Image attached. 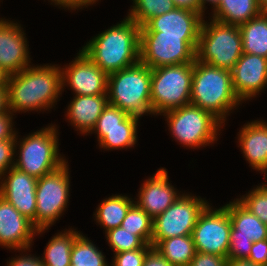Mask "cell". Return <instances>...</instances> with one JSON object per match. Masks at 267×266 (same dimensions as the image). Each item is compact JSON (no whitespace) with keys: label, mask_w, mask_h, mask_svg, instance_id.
I'll return each instance as SVG.
<instances>
[{"label":"cell","mask_w":267,"mask_h":266,"mask_svg":"<svg viewBox=\"0 0 267 266\" xmlns=\"http://www.w3.org/2000/svg\"><path fill=\"white\" fill-rule=\"evenodd\" d=\"M7 89L10 112L47 110L52 108L63 89L61 68L29 66L8 77Z\"/></svg>","instance_id":"1"},{"label":"cell","mask_w":267,"mask_h":266,"mask_svg":"<svg viewBox=\"0 0 267 266\" xmlns=\"http://www.w3.org/2000/svg\"><path fill=\"white\" fill-rule=\"evenodd\" d=\"M140 26L126 17L90 40L82 51L110 75L140 61Z\"/></svg>","instance_id":"2"},{"label":"cell","mask_w":267,"mask_h":266,"mask_svg":"<svg viewBox=\"0 0 267 266\" xmlns=\"http://www.w3.org/2000/svg\"><path fill=\"white\" fill-rule=\"evenodd\" d=\"M241 100L236 95L231 72L195 59L190 104L211 113L221 123Z\"/></svg>","instance_id":"3"},{"label":"cell","mask_w":267,"mask_h":266,"mask_svg":"<svg viewBox=\"0 0 267 266\" xmlns=\"http://www.w3.org/2000/svg\"><path fill=\"white\" fill-rule=\"evenodd\" d=\"M151 68L138 63L108 75L107 98L111 105L140 118L152 113Z\"/></svg>","instance_id":"4"},{"label":"cell","mask_w":267,"mask_h":266,"mask_svg":"<svg viewBox=\"0 0 267 266\" xmlns=\"http://www.w3.org/2000/svg\"><path fill=\"white\" fill-rule=\"evenodd\" d=\"M211 20L202 21L196 60L231 72L243 54L241 31L239 26Z\"/></svg>","instance_id":"5"},{"label":"cell","mask_w":267,"mask_h":266,"mask_svg":"<svg viewBox=\"0 0 267 266\" xmlns=\"http://www.w3.org/2000/svg\"><path fill=\"white\" fill-rule=\"evenodd\" d=\"M193 63L151 69V106L156 115L190 104Z\"/></svg>","instance_id":"6"},{"label":"cell","mask_w":267,"mask_h":266,"mask_svg":"<svg viewBox=\"0 0 267 266\" xmlns=\"http://www.w3.org/2000/svg\"><path fill=\"white\" fill-rule=\"evenodd\" d=\"M199 36L140 32V61L149 68L194 63Z\"/></svg>","instance_id":"7"},{"label":"cell","mask_w":267,"mask_h":266,"mask_svg":"<svg viewBox=\"0 0 267 266\" xmlns=\"http://www.w3.org/2000/svg\"><path fill=\"white\" fill-rule=\"evenodd\" d=\"M56 133L57 129L52 125L24 138L14 167L38 179L62 166L66 160L58 153Z\"/></svg>","instance_id":"8"},{"label":"cell","mask_w":267,"mask_h":266,"mask_svg":"<svg viewBox=\"0 0 267 266\" xmlns=\"http://www.w3.org/2000/svg\"><path fill=\"white\" fill-rule=\"evenodd\" d=\"M177 141L191 148L213 143L221 122L211 113L192 104L164 113Z\"/></svg>","instance_id":"9"},{"label":"cell","mask_w":267,"mask_h":266,"mask_svg":"<svg viewBox=\"0 0 267 266\" xmlns=\"http://www.w3.org/2000/svg\"><path fill=\"white\" fill-rule=\"evenodd\" d=\"M66 163L38 178L36 185V233H42L48 229L67 206L70 177Z\"/></svg>","instance_id":"10"},{"label":"cell","mask_w":267,"mask_h":266,"mask_svg":"<svg viewBox=\"0 0 267 266\" xmlns=\"http://www.w3.org/2000/svg\"><path fill=\"white\" fill-rule=\"evenodd\" d=\"M207 205L204 199L182 194L169 208L153 219L151 245L155 247L164 239L192 235L198 216Z\"/></svg>","instance_id":"11"},{"label":"cell","mask_w":267,"mask_h":266,"mask_svg":"<svg viewBox=\"0 0 267 266\" xmlns=\"http://www.w3.org/2000/svg\"><path fill=\"white\" fill-rule=\"evenodd\" d=\"M231 228V219L224 206L214 211L207 205L198 216L192 233L196 251L227 258Z\"/></svg>","instance_id":"12"},{"label":"cell","mask_w":267,"mask_h":266,"mask_svg":"<svg viewBox=\"0 0 267 266\" xmlns=\"http://www.w3.org/2000/svg\"><path fill=\"white\" fill-rule=\"evenodd\" d=\"M74 60L68 67L61 69L62 87L67 82L75 95L107 94L108 75L82 50Z\"/></svg>","instance_id":"13"},{"label":"cell","mask_w":267,"mask_h":266,"mask_svg":"<svg viewBox=\"0 0 267 266\" xmlns=\"http://www.w3.org/2000/svg\"><path fill=\"white\" fill-rule=\"evenodd\" d=\"M0 182V195L12 204L36 228V185L38 179L16 167Z\"/></svg>","instance_id":"14"},{"label":"cell","mask_w":267,"mask_h":266,"mask_svg":"<svg viewBox=\"0 0 267 266\" xmlns=\"http://www.w3.org/2000/svg\"><path fill=\"white\" fill-rule=\"evenodd\" d=\"M231 78L241 101L255 97L267 85V58L243 53L231 71Z\"/></svg>","instance_id":"15"},{"label":"cell","mask_w":267,"mask_h":266,"mask_svg":"<svg viewBox=\"0 0 267 266\" xmlns=\"http://www.w3.org/2000/svg\"><path fill=\"white\" fill-rule=\"evenodd\" d=\"M36 231L32 222L0 195V245L28 250Z\"/></svg>","instance_id":"16"},{"label":"cell","mask_w":267,"mask_h":266,"mask_svg":"<svg viewBox=\"0 0 267 266\" xmlns=\"http://www.w3.org/2000/svg\"><path fill=\"white\" fill-rule=\"evenodd\" d=\"M24 36L19 24L2 19L0 22V68L9 76L31 66Z\"/></svg>","instance_id":"17"},{"label":"cell","mask_w":267,"mask_h":266,"mask_svg":"<svg viewBox=\"0 0 267 266\" xmlns=\"http://www.w3.org/2000/svg\"><path fill=\"white\" fill-rule=\"evenodd\" d=\"M203 17L200 13L175 7L172 11L148 20L140 32H161V35L199 36Z\"/></svg>","instance_id":"18"},{"label":"cell","mask_w":267,"mask_h":266,"mask_svg":"<svg viewBox=\"0 0 267 266\" xmlns=\"http://www.w3.org/2000/svg\"><path fill=\"white\" fill-rule=\"evenodd\" d=\"M166 169H159L151 179L143 183L139 191V200L135 203L142 208L152 219L162 214L181 195L168 182Z\"/></svg>","instance_id":"19"},{"label":"cell","mask_w":267,"mask_h":266,"mask_svg":"<svg viewBox=\"0 0 267 266\" xmlns=\"http://www.w3.org/2000/svg\"><path fill=\"white\" fill-rule=\"evenodd\" d=\"M239 143L246 160L253 169L267 171V123L254 121L239 132Z\"/></svg>","instance_id":"20"},{"label":"cell","mask_w":267,"mask_h":266,"mask_svg":"<svg viewBox=\"0 0 267 266\" xmlns=\"http://www.w3.org/2000/svg\"><path fill=\"white\" fill-rule=\"evenodd\" d=\"M108 103L107 94L75 95L66 115L82 134H87L92 132Z\"/></svg>","instance_id":"21"},{"label":"cell","mask_w":267,"mask_h":266,"mask_svg":"<svg viewBox=\"0 0 267 266\" xmlns=\"http://www.w3.org/2000/svg\"><path fill=\"white\" fill-rule=\"evenodd\" d=\"M228 210L232 228L230 238L250 239L252 242L267 239V225L237 199L224 206Z\"/></svg>","instance_id":"22"},{"label":"cell","mask_w":267,"mask_h":266,"mask_svg":"<svg viewBox=\"0 0 267 266\" xmlns=\"http://www.w3.org/2000/svg\"><path fill=\"white\" fill-rule=\"evenodd\" d=\"M213 19L240 26L262 13L257 0H221Z\"/></svg>","instance_id":"23"},{"label":"cell","mask_w":267,"mask_h":266,"mask_svg":"<svg viewBox=\"0 0 267 266\" xmlns=\"http://www.w3.org/2000/svg\"><path fill=\"white\" fill-rule=\"evenodd\" d=\"M139 118L128 115L122 121V127L93 128L97 132L99 145L105 149L127 148L135 145L137 141V123Z\"/></svg>","instance_id":"24"},{"label":"cell","mask_w":267,"mask_h":266,"mask_svg":"<svg viewBox=\"0 0 267 266\" xmlns=\"http://www.w3.org/2000/svg\"><path fill=\"white\" fill-rule=\"evenodd\" d=\"M243 53L267 58V12L239 26Z\"/></svg>","instance_id":"25"},{"label":"cell","mask_w":267,"mask_h":266,"mask_svg":"<svg viewBox=\"0 0 267 266\" xmlns=\"http://www.w3.org/2000/svg\"><path fill=\"white\" fill-rule=\"evenodd\" d=\"M155 249L173 266H189L196 253L192 235L161 240Z\"/></svg>","instance_id":"26"},{"label":"cell","mask_w":267,"mask_h":266,"mask_svg":"<svg viewBox=\"0 0 267 266\" xmlns=\"http://www.w3.org/2000/svg\"><path fill=\"white\" fill-rule=\"evenodd\" d=\"M133 200L121 195H115L105 199L96 210L95 218L102 225L105 231L120 227L127 215Z\"/></svg>","instance_id":"27"},{"label":"cell","mask_w":267,"mask_h":266,"mask_svg":"<svg viewBox=\"0 0 267 266\" xmlns=\"http://www.w3.org/2000/svg\"><path fill=\"white\" fill-rule=\"evenodd\" d=\"M74 230L56 234L47 244L42 262L44 266H71L70 257L74 240L80 235Z\"/></svg>","instance_id":"28"},{"label":"cell","mask_w":267,"mask_h":266,"mask_svg":"<svg viewBox=\"0 0 267 266\" xmlns=\"http://www.w3.org/2000/svg\"><path fill=\"white\" fill-rule=\"evenodd\" d=\"M80 234L72 245L71 266H108L102 252Z\"/></svg>","instance_id":"29"},{"label":"cell","mask_w":267,"mask_h":266,"mask_svg":"<svg viewBox=\"0 0 267 266\" xmlns=\"http://www.w3.org/2000/svg\"><path fill=\"white\" fill-rule=\"evenodd\" d=\"M121 227L137 235L145 244L151 245L153 219L136 203L133 204L122 221Z\"/></svg>","instance_id":"30"},{"label":"cell","mask_w":267,"mask_h":266,"mask_svg":"<svg viewBox=\"0 0 267 266\" xmlns=\"http://www.w3.org/2000/svg\"><path fill=\"white\" fill-rule=\"evenodd\" d=\"M133 2L128 18L140 27L151 18L168 13L175 8L172 0H133Z\"/></svg>","instance_id":"31"},{"label":"cell","mask_w":267,"mask_h":266,"mask_svg":"<svg viewBox=\"0 0 267 266\" xmlns=\"http://www.w3.org/2000/svg\"><path fill=\"white\" fill-rule=\"evenodd\" d=\"M106 234L109 246L115 254L140 249L146 245L137 235L121 226L107 231Z\"/></svg>","instance_id":"32"},{"label":"cell","mask_w":267,"mask_h":266,"mask_svg":"<svg viewBox=\"0 0 267 266\" xmlns=\"http://www.w3.org/2000/svg\"><path fill=\"white\" fill-rule=\"evenodd\" d=\"M237 200L267 225V185L257 186L246 197Z\"/></svg>","instance_id":"33"},{"label":"cell","mask_w":267,"mask_h":266,"mask_svg":"<svg viewBox=\"0 0 267 266\" xmlns=\"http://www.w3.org/2000/svg\"><path fill=\"white\" fill-rule=\"evenodd\" d=\"M152 245L146 244L143 248L116 253L114 256L113 266H143L147 252Z\"/></svg>","instance_id":"34"},{"label":"cell","mask_w":267,"mask_h":266,"mask_svg":"<svg viewBox=\"0 0 267 266\" xmlns=\"http://www.w3.org/2000/svg\"><path fill=\"white\" fill-rule=\"evenodd\" d=\"M127 116L128 114L125 111H122L118 107L108 103L98 118L94 128L122 127V121Z\"/></svg>","instance_id":"35"},{"label":"cell","mask_w":267,"mask_h":266,"mask_svg":"<svg viewBox=\"0 0 267 266\" xmlns=\"http://www.w3.org/2000/svg\"><path fill=\"white\" fill-rule=\"evenodd\" d=\"M17 138L16 139H5L0 140V179L2 175L7 172L8 169L14 167V153L15 148L17 145ZM16 144V145H15Z\"/></svg>","instance_id":"36"},{"label":"cell","mask_w":267,"mask_h":266,"mask_svg":"<svg viewBox=\"0 0 267 266\" xmlns=\"http://www.w3.org/2000/svg\"><path fill=\"white\" fill-rule=\"evenodd\" d=\"M253 242L250 239L230 238L228 259H248Z\"/></svg>","instance_id":"37"},{"label":"cell","mask_w":267,"mask_h":266,"mask_svg":"<svg viewBox=\"0 0 267 266\" xmlns=\"http://www.w3.org/2000/svg\"><path fill=\"white\" fill-rule=\"evenodd\" d=\"M228 258L196 251L189 266H227Z\"/></svg>","instance_id":"38"},{"label":"cell","mask_w":267,"mask_h":266,"mask_svg":"<svg viewBox=\"0 0 267 266\" xmlns=\"http://www.w3.org/2000/svg\"><path fill=\"white\" fill-rule=\"evenodd\" d=\"M248 261L267 266V239L253 242Z\"/></svg>","instance_id":"39"},{"label":"cell","mask_w":267,"mask_h":266,"mask_svg":"<svg viewBox=\"0 0 267 266\" xmlns=\"http://www.w3.org/2000/svg\"><path fill=\"white\" fill-rule=\"evenodd\" d=\"M12 115L10 111L0 114V140L16 139V133L12 128Z\"/></svg>","instance_id":"40"},{"label":"cell","mask_w":267,"mask_h":266,"mask_svg":"<svg viewBox=\"0 0 267 266\" xmlns=\"http://www.w3.org/2000/svg\"><path fill=\"white\" fill-rule=\"evenodd\" d=\"M143 266H173L171 263L162 256L155 247H152L144 259Z\"/></svg>","instance_id":"41"},{"label":"cell","mask_w":267,"mask_h":266,"mask_svg":"<svg viewBox=\"0 0 267 266\" xmlns=\"http://www.w3.org/2000/svg\"><path fill=\"white\" fill-rule=\"evenodd\" d=\"M8 266H44L42 259L38 257H31V256H21L17 258H13L9 263Z\"/></svg>","instance_id":"42"},{"label":"cell","mask_w":267,"mask_h":266,"mask_svg":"<svg viewBox=\"0 0 267 266\" xmlns=\"http://www.w3.org/2000/svg\"><path fill=\"white\" fill-rule=\"evenodd\" d=\"M55 3V5H61L63 7H67L68 9H77L82 6H89L90 4H94L98 0H51Z\"/></svg>","instance_id":"43"},{"label":"cell","mask_w":267,"mask_h":266,"mask_svg":"<svg viewBox=\"0 0 267 266\" xmlns=\"http://www.w3.org/2000/svg\"><path fill=\"white\" fill-rule=\"evenodd\" d=\"M175 7L188 9L194 12L200 13V1L199 0H172Z\"/></svg>","instance_id":"44"},{"label":"cell","mask_w":267,"mask_h":266,"mask_svg":"<svg viewBox=\"0 0 267 266\" xmlns=\"http://www.w3.org/2000/svg\"><path fill=\"white\" fill-rule=\"evenodd\" d=\"M10 111L8 89L7 87H0V114H4Z\"/></svg>","instance_id":"45"},{"label":"cell","mask_w":267,"mask_h":266,"mask_svg":"<svg viewBox=\"0 0 267 266\" xmlns=\"http://www.w3.org/2000/svg\"><path fill=\"white\" fill-rule=\"evenodd\" d=\"M227 266H262L247 259H228Z\"/></svg>","instance_id":"46"},{"label":"cell","mask_w":267,"mask_h":266,"mask_svg":"<svg viewBox=\"0 0 267 266\" xmlns=\"http://www.w3.org/2000/svg\"><path fill=\"white\" fill-rule=\"evenodd\" d=\"M200 1V14L203 16V10H205V4H206V1L207 2H210V4L213 5V9H215L219 4H220V1L221 0H199Z\"/></svg>","instance_id":"47"},{"label":"cell","mask_w":267,"mask_h":266,"mask_svg":"<svg viewBox=\"0 0 267 266\" xmlns=\"http://www.w3.org/2000/svg\"><path fill=\"white\" fill-rule=\"evenodd\" d=\"M9 75L0 68V87H7Z\"/></svg>","instance_id":"48"},{"label":"cell","mask_w":267,"mask_h":266,"mask_svg":"<svg viewBox=\"0 0 267 266\" xmlns=\"http://www.w3.org/2000/svg\"><path fill=\"white\" fill-rule=\"evenodd\" d=\"M259 8L262 12H267V0H257Z\"/></svg>","instance_id":"49"}]
</instances>
